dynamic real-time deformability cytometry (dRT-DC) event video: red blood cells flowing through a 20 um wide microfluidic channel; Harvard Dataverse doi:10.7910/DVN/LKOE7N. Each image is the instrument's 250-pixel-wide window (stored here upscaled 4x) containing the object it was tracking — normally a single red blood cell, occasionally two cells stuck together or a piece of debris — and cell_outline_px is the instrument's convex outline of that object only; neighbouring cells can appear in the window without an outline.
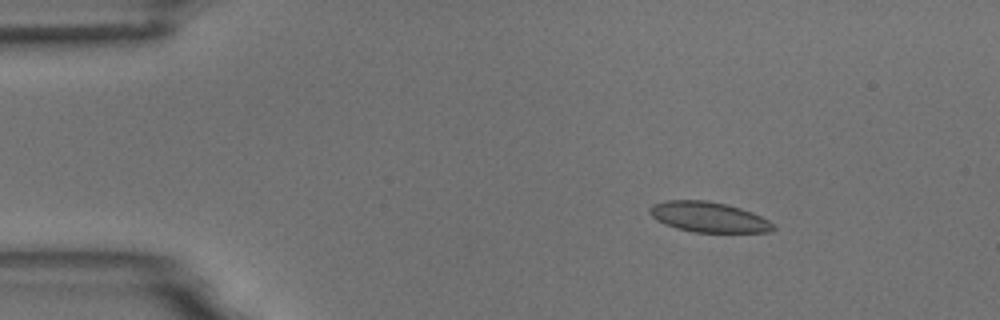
{"species": "common noctule bat (a hibernating species)", "species_latin": "Nyctalus noctula", "temperature_condition": "room temperature", "stored_images_in_passage": 5, "camera_frame_rate_fps": 3000, "um_per_image_px": 0.085, "animal": {"sex": "male", "body_mass_g": 18.8}, "frame": {"image": 1, "passage_image": 3, "time_ms": 2.0, "image_size_px": [1000, 320], "cell_outline_px": [[776, 228], [768, 232], [696, 232], [676, 228], [664, 224], [656, 220], [648, 212], [648, 208], [652, 204], [668, 200], [708, 200], [740, 208], [752, 212], [768, 220]], "centroid_in_image_um": [60.18, 18.44], "position_along_channel_um": 24.8, "area_um2": 21.73}}